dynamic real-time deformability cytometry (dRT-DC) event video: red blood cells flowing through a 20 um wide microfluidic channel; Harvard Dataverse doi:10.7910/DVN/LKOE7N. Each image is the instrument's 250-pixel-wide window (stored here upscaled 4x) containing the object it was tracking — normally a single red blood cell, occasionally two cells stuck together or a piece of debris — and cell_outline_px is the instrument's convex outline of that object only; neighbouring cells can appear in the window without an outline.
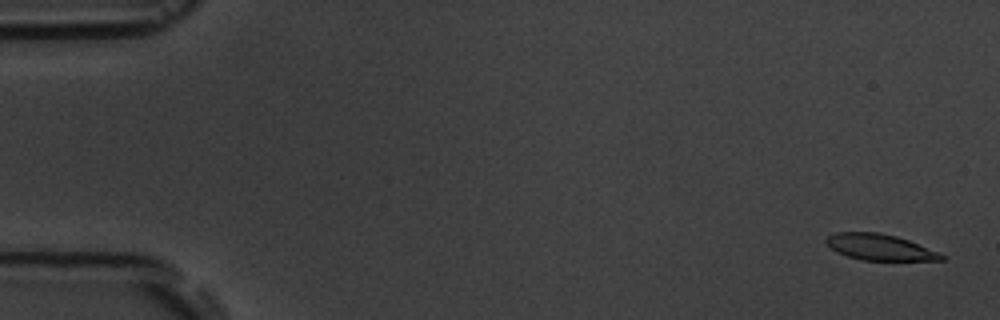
{"species": "common noctule bat (a hibernating species)", "species_latin": "Nyctalus noctula", "temperature_condition": "room temperature", "stored_images_in_passage": 9, "camera_frame_rate_fps": 3000, "um_per_image_px": 0.085, "animal": {"sex": "male", "body_mass_g": 19.5, "forearm_length_mm": 54.6}, "frame": {"image": 1, "passage_image": 1, "time_ms": 0.0, "image_size_px": [1000, 320], "cell_outline_px": [[944, 260], [860, 260], [836, 252], [824, 240], [828, 236], [836, 232], [880, 232], [896, 236], [908, 240], [936, 252], [944, 256]], "centroid_in_image_um": [74.72, 21.0], "position_along_channel_um": 10.3, "area_um2": 17.22}}
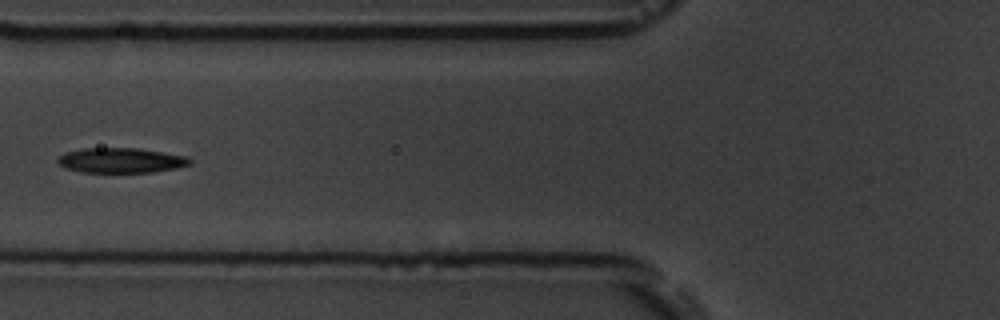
{"frame": {"image": 2, "passage_image": 6, "time_ms": 6.667, "image_size_px": [1000, 320], "cell_outline_px": [[192, 164], [176, 168], [152, 172], [80, 172], [64, 168], [56, 160], [60, 156], [68, 152], [84, 148], [136, 148], [188, 156], [192, 160]], "centroid_in_image_um": [10.31, 13.63], "position_along_channel_um": 115.5, "area_um2": 19.19}}
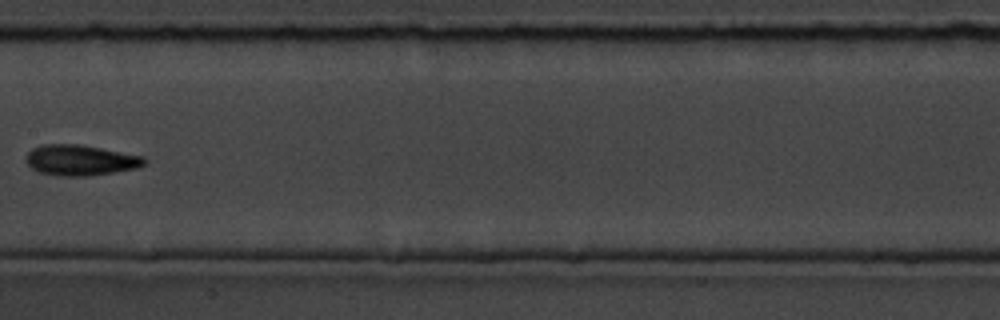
{"frame": {"image": 3, "passage_image": 8, "time_ms": 9.0, "image_size_px": [1000, 320], "cell_outline_px": [[148, 160], [144, 164], [136, 168], [88, 176], [60, 176], [40, 172], [32, 168], [24, 160], [28, 152], [32, 148], [40, 144], [76, 144], [100, 148], [144, 156]], "centroid_in_image_um": [6.81, 13.61], "position_along_channel_um": 200.6, "area_um2": 21.04}}